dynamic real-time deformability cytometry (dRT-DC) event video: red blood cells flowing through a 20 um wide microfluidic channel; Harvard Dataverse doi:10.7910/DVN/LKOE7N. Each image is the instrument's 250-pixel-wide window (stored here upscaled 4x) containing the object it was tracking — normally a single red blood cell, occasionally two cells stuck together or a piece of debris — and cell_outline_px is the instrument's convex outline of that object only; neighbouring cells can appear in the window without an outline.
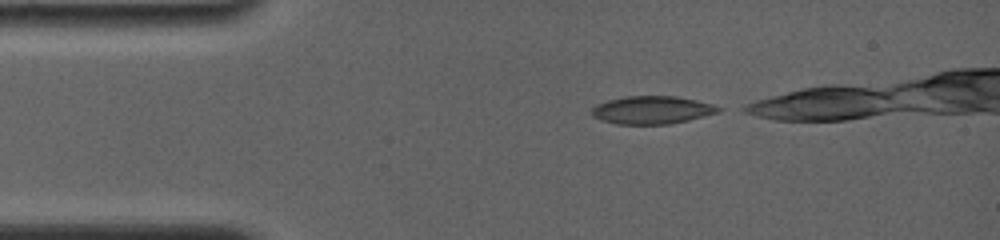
{"species": "common noctule bat (a hibernating species)", "species_latin": "Nyctalus noctula", "temperature_condition": "room temperature", "stored_images_in_passage": 36, "camera_frame_rate_fps": 4000, "um_per_image_px": 0.085, "animal": {"sex": "female", "body_mass_g": 19.0, "forearm_length_mm": 56.7}, "frame": {"image": 1, "passage_image": 1, "time_ms": 0.0, "image_size_px": [1000, 240], "cell_outline_px": [[724, 108], [720, 112], [688, 120], [668, 124], [616, 124], [600, 120], [592, 116], [592, 108], [596, 104], [608, 100], [624, 96], [676, 96], [716, 104]], "centroid_in_image_um": [55.45, 9.34], "position_along_channel_um": 29.6, "area_um2": 20.81}}
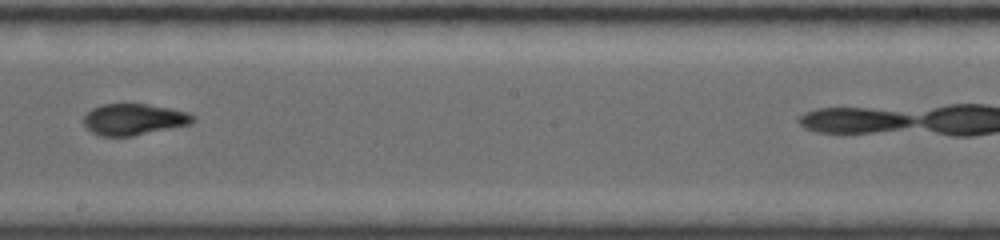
{"frame": {"image": 2, "passage_image": 19, "time_ms": 6.5, "image_size_px": [1000, 240], "cell_outline_px": [[196, 120], [192, 124], [132, 136], [100, 136], [92, 132], [84, 124], [84, 116], [92, 108], [104, 104], [148, 104], [172, 108], [188, 112], [196, 116]], "centroid_in_image_um": [11.43, 10.14], "position_along_channel_um": 236.8, "area_um2": 20.06}}
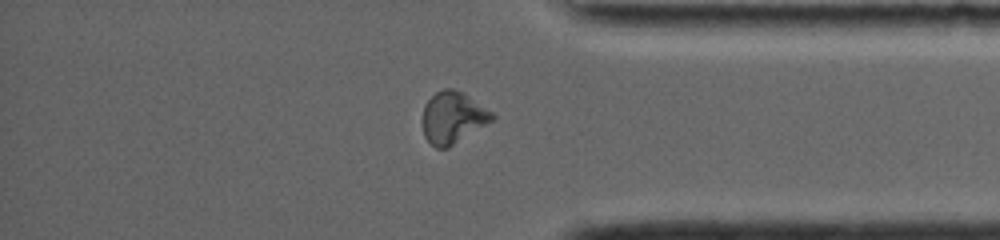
{"frame": {"image": 3, "passage_image": 31, "time_ms": 10.75, "image_size_px": [1000, 240], "cell_outline_px": [[496, 116], [492, 120], [448, 148], [436, 148], [424, 136], [424, 104], [436, 92], [444, 88], [452, 88], [460, 92], [492, 112]], "centroid_in_image_um": [38.47, 10.0], "position_along_channel_um": 396.7, "area_um2": 20.29}, "authors_computed_cell_mechanics": {"area_um2": 20.6057, "velocity_mm_per_s": 3.8254, "shape_relaxation_time_tau1_ms": null, "shape_relaxation_time_tau2_ms": 1.8472, "deformation_change_tau1": null, "deformation_change_tau2": 0.0623}}